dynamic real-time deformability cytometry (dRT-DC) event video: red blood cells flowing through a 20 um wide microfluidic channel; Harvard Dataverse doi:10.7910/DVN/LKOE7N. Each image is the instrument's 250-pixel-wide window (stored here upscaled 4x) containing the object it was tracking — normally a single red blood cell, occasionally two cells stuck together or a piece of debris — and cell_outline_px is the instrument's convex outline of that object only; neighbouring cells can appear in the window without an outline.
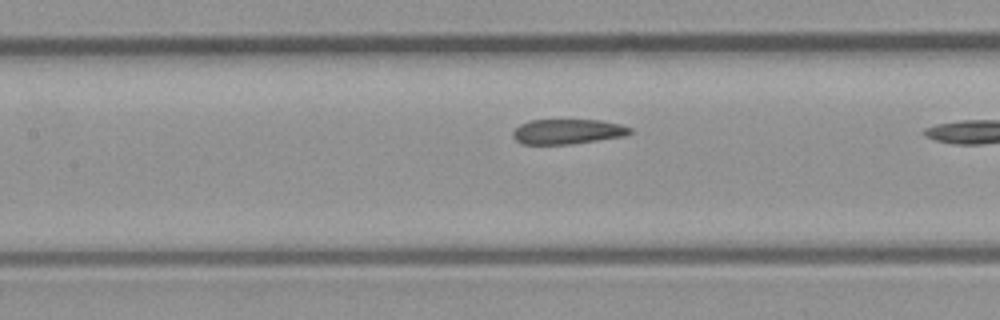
{"species": "common noctule bat (a hibernating species)", "species_latin": "Nyctalus noctula", "temperature_condition": "room temperature", "stored_images_in_passage": 8, "camera_frame_rate_fps": 3000, "um_per_image_px": 0.085, "animal": {"sex": "male", "body_mass_g": 23.1, "forearm_length_mm": 52.7}, "frame": {"image": 1, "passage_image": 7, "time_ms": 7.0, "image_size_px": [1000, 320], "cell_outline_px": [[632, 132], [624, 136], [572, 144], [520, 144], [512, 136], [512, 132], [520, 124], [528, 120], [600, 120], [620, 124], [632, 128]], "centroid_in_image_um": [48.22, 11.18], "position_along_channel_um": 159.2, "area_um2": 17.11}}